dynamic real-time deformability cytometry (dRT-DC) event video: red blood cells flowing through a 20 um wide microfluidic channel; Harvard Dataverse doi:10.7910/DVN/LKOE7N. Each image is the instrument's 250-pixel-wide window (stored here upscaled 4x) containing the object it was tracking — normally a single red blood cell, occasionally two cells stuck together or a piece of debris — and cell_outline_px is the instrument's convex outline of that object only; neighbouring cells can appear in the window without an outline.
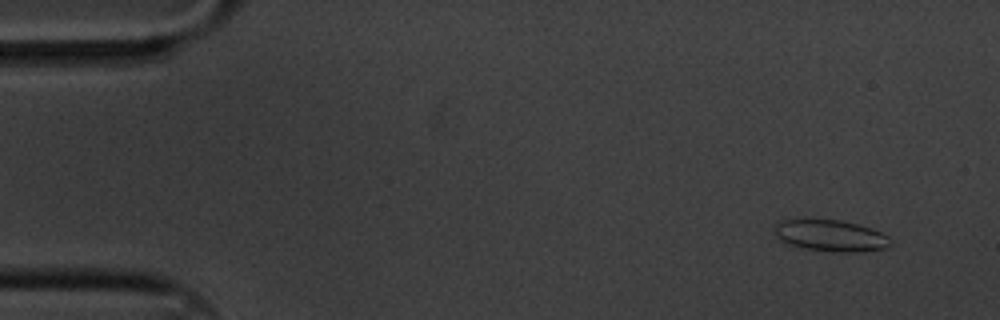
{"species": "common noctule bat (a hibernating species)", "species_latin": "Nyctalus noctula", "temperature_condition": "cold", "stored_images_in_passage": 5, "camera_frame_rate_fps": 3000, "um_per_image_px": 0.085, "animal": {"sex": "male", "body_mass_g": 20.1, "forearm_length_mm": 53.5}, "frame": {"image": 1, "passage_image": 1, "time_ms": 0.0, "image_size_px": [1000, 320], "cell_outline_px": [[888, 248], [852, 252], [832, 252], [804, 248], [784, 244], [776, 236], [776, 220], [840, 220], [872, 228], [888, 236]], "centroid_in_image_um": [70.56, 20.04], "position_along_channel_um": 14.4, "area_um2": 21.1}}